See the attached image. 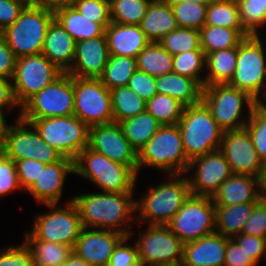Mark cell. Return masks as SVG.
Instances as JSON below:
<instances>
[{"label": "cell", "mask_w": 266, "mask_h": 266, "mask_svg": "<svg viewBox=\"0 0 266 266\" xmlns=\"http://www.w3.org/2000/svg\"><path fill=\"white\" fill-rule=\"evenodd\" d=\"M134 193H89L72 198L76 205L83 228L114 230L125 236L129 231L131 220L136 221L133 212L137 213ZM133 218V219H132ZM131 219V220H130ZM129 225V226H128Z\"/></svg>", "instance_id": "cell-1"}, {"label": "cell", "mask_w": 266, "mask_h": 266, "mask_svg": "<svg viewBox=\"0 0 266 266\" xmlns=\"http://www.w3.org/2000/svg\"><path fill=\"white\" fill-rule=\"evenodd\" d=\"M54 19L53 6L28 3L18 19L0 33L16 58L41 54L48 27Z\"/></svg>", "instance_id": "cell-2"}, {"label": "cell", "mask_w": 266, "mask_h": 266, "mask_svg": "<svg viewBox=\"0 0 266 266\" xmlns=\"http://www.w3.org/2000/svg\"><path fill=\"white\" fill-rule=\"evenodd\" d=\"M169 176V180L156 187H150L148 193L139 201L136 200V210L139 211L138 217H135L136 222L166 225L181 209L191 194L187 177L185 174Z\"/></svg>", "instance_id": "cell-3"}, {"label": "cell", "mask_w": 266, "mask_h": 266, "mask_svg": "<svg viewBox=\"0 0 266 266\" xmlns=\"http://www.w3.org/2000/svg\"><path fill=\"white\" fill-rule=\"evenodd\" d=\"M178 126L189 160L219 150L224 130L217 124L203 101L185 106Z\"/></svg>", "instance_id": "cell-4"}, {"label": "cell", "mask_w": 266, "mask_h": 266, "mask_svg": "<svg viewBox=\"0 0 266 266\" xmlns=\"http://www.w3.org/2000/svg\"><path fill=\"white\" fill-rule=\"evenodd\" d=\"M74 174L89 179L103 192L133 193L137 175L121 163L84 148L74 160Z\"/></svg>", "instance_id": "cell-5"}, {"label": "cell", "mask_w": 266, "mask_h": 266, "mask_svg": "<svg viewBox=\"0 0 266 266\" xmlns=\"http://www.w3.org/2000/svg\"><path fill=\"white\" fill-rule=\"evenodd\" d=\"M190 160L185 154L178 124L161 125L138 153L139 171L143 166L169 174H185Z\"/></svg>", "instance_id": "cell-6"}, {"label": "cell", "mask_w": 266, "mask_h": 266, "mask_svg": "<svg viewBox=\"0 0 266 266\" xmlns=\"http://www.w3.org/2000/svg\"><path fill=\"white\" fill-rule=\"evenodd\" d=\"M63 157L75 160L88 147L89 127L74 115L43 119H22Z\"/></svg>", "instance_id": "cell-7"}, {"label": "cell", "mask_w": 266, "mask_h": 266, "mask_svg": "<svg viewBox=\"0 0 266 266\" xmlns=\"http://www.w3.org/2000/svg\"><path fill=\"white\" fill-rule=\"evenodd\" d=\"M45 205L51 210L36 216L33 228L30 233H26L25 240H43L74 248L83 225L72 198L65 208L57 206V203Z\"/></svg>", "instance_id": "cell-8"}, {"label": "cell", "mask_w": 266, "mask_h": 266, "mask_svg": "<svg viewBox=\"0 0 266 266\" xmlns=\"http://www.w3.org/2000/svg\"><path fill=\"white\" fill-rule=\"evenodd\" d=\"M262 44L259 35H250L239 44L237 67L228 83L247 92L257 103L266 94V56Z\"/></svg>", "instance_id": "cell-9"}, {"label": "cell", "mask_w": 266, "mask_h": 266, "mask_svg": "<svg viewBox=\"0 0 266 266\" xmlns=\"http://www.w3.org/2000/svg\"><path fill=\"white\" fill-rule=\"evenodd\" d=\"M202 101L210 109L213 118L224 131L244 128L248 119L239 120L242 116L243 104L246 103L247 105L248 115L258 104L247 92L228 84L204 86Z\"/></svg>", "instance_id": "cell-10"}, {"label": "cell", "mask_w": 266, "mask_h": 266, "mask_svg": "<svg viewBox=\"0 0 266 266\" xmlns=\"http://www.w3.org/2000/svg\"><path fill=\"white\" fill-rule=\"evenodd\" d=\"M21 119L74 115V77L63 73L32 96L21 108Z\"/></svg>", "instance_id": "cell-11"}, {"label": "cell", "mask_w": 266, "mask_h": 266, "mask_svg": "<svg viewBox=\"0 0 266 266\" xmlns=\"http://www.w3.org/2000/svg\"><path fill=\"white\" fill-rule=\"evenodd\" d=\"M166 225L184 244L216 232L212 198L190 194Z\"/></svg>", "instance_id": "cell-12"}, {"label": "cell", "mask_w": 266, "mask_h": 266, "mask_svg": "<svg viewBox=\"0 0 266 266\" xmlns=\"http://www.w3.org/2000/svg\"><path fill=\"white\" fill-rule=\"evenodd\" d=\"M63 73L42 53L17 58L11 80L19 108Z\"/></svg>", "instance_id": "cell-13"}, {"label": "cell", "mask_w": 266, "mask_h": 266, "mask_svg": "<svg viewBox=\"0 0 266 266\" xmlns=\"http://www.w3.org/2000/svg\"><path fill=\"white\" fill-rule=\"evenodd\" d=\"M74 116L88 127L114 122L110 90L99 78L74 77Z\"/></svg>", "instance_id": "cell-14"}, {"label": "cell", "mask_w": 266, "mask_h": 266, "mask_svg": "<svg viewBox=\"0 0 266 266\" xmlns=\"http://www.w3.org/2000/svg\"><path fill=\"white\" fill-rule=\"evenodd\" d=\"M16 124V125H15ZM11 125L1 151L11 160L34 159L46 164L59 161L63 156L46 143L28 122L20 118Z\"/></svg>", "instance_id": "cell-15"}, {"label": "cell", "mask_w": 266, "mask_h": 266, "mask_svg": "<svg viewBox=\"0 0 266 266\" xmlns=\"http://www.w3.org/2000/svg\"><path fill=\"white\" fill-rule=\"evenodd\" d=\"M138 238L139 260L146 266L182 263L184 243L167 225H148Z\"/></svg>", "instance_id": "cell-16"}, {"label": "cell", "mask_w": 266, "mask_h": 266, "mask_svg": "<svg viewBox=\"0 0 266 266\" xmlns=\"http://www.w3.org/2000/svg\"><path fill=\"white\" fill-rule=\"evenodd\" d=\"M88 147L139 174L138 153L132 148L119 123L89 127Z\"/></svg>", "instance_id": "cell-17"}, {"label": "cell", "mask_w": 266, "mask_h": 266, "mask_svg": "<svg viewBox=\"0 0 266 266\" xmlns=\"http://www.w3.org/2000/svg\"><path fill=\"white\" fill-rule=\"evenodd\" d=\"M189 170L195 171L194 177L187 178L190 192L201 196L212 197L221 184L232 175L229 163L220 150L192 158L186 174Z\"/></svg>", "instance_id": "cell-18"}, {"label": "cell", "mask_w": 266, "mask_h": 266, "mask_svg": "<svg viewBox=\"0 0 266 266\" xmlns=\"http://www.w3.org/2000/svg\"><path fill=\"white\" fill-rule=\"evenodd\" d=\"M219 150L229 163L232 174L260 177L264 166L245 127L224 131Z\"/></svg>", "instance_id": "cell-19"}, {"label": "cell", "mask_w": 266, "mask_h": 266, "mask_svg": "<svg viewBox=\"0 0 266 266\" xmlns=\"http://www.w3.org/2000/svg\"><path fill=\"white\" fill-rule=\"evenodd\" d=\"M124 237L114 230L83 228L73 252L91 266H108L115 247Z\"/></svg>", "instance_id": "cell-20"}, {"label": "cell", "mask_w": 266, "mask_h": 266, "mask_svg": "<svg viewBox=\"0 0 266 266\" xmlns=\"http://www.w3.org/2000/svg\"><path fill=\"white\" fill-rule=\"evenodd\" d=\"M108 58L106 36L76 42L73 65L68 73L73 77L99 78Z\"/></svg>", "instance_id": "cell-21"}, {"label": "cell", "mask_w": 266, "mask_h": 266, "mask_svg": "<svg viewBox=\"0 0 266 266\" xmlns=\"http://www.w3.org/2000/svg\"><path fill=\"white\" fill-rule=\"evenodd\" d=\"M68 173L74 174V161L62 157L57 162L47 164L27 191L40 204H58Z\"/></svg>", "instance_id": "cell-22"}, {"label": "cell", "mask_w": 266, "mask_h": 266, "mask_svg": "<svg viewBox=\"0 0 266 266\" xmlns=\"http://www.w3.org/2000/svg\"><path fill=\"white\" fill-rule=\"evenodd\" d=\"M227 237L214 232L183 245L182 266H224Z\"/></svg>", "instance_id": "cell-23"}, {"label": "cell", "mask_w": 266, "mask_h": 266, "mask_svg": "<svg viewBox=\"0 0 266 266\" xmlns=\"http://www.w3.org/2000/svg\"><path fill=\"white\" fill-rule=\"evenodd\" d=\"M215 206H232L259 202V178L248 174H232L211 197Z\"/></svg>", "instance_id": "cell-24"}, {"label": "cell", "mask_w": 266, "mask_h": 266, "mask_svg": "<svg viewBox=\"0 0 266 266\" xmlns=\"http://www.w3.org/2000/svg\"><path fill=\"white\" fill-rule=\"evenodd\" d=\"M76 41L54 19L48 27L42 54L64 73H68L73 65Z\"/></svg>", "instance_id": "cell-25"}, {"label": "cell", "mask_w": 266, "mask_h": 266, "mask_svg": "<svg viewBox=\"0 0 266 266\" xmlns=\"http://www.w3.org/2000/svg\"><path fill=\"white\" fill-rule=\"evenodd\" d=\"M109 55H137L150 43L139 25L111 22L105 29Z\"/></svg>", "instance_id": "cell-26"}, {"label": "cell", "mask_w": 266, "mask_h": 266, "mask_svg": "<svg viewBox=\"0 0 266 266\" xmlns=\"http://www.w3.org/2000/svg\"><path fill=\"white\" fill-rule=\"evenodd\" d=\"M55 19L76 42L105 35V28L83 15L70 3L53 6Z\"/></svg>", "instance_id": "cell-27"}, {"label": "cell", "mask_w": 266, "mask_h": 266, "mask_svg": "<svg viewBox=\"0 0 266 266\" xmlns=\"http://www.w3.org/2000/svg\"><path fill=\"white\" fill-rule=\"evenodd\" d=\"M157 93L179 100L185 106L196 105L202 101L203 87L194 79L174 72L155 77Z\"/></svg>", "instance_id": "cell-28"}, {"label": "cell", "mask_w": 266, "mask_h": 266, "mask_svg": "<svg viewBox=\"0 0 266 266\" xmlns=\"http://www.w3.org/2000/svg\"><path fill=\"white\" fill-rule=\"evenodd\" d=\"M139 26L150 42H159L178 27L172 6L158 0L151 1Z\"/></svg>", "instance_id": "cell-29"}, {"label": "cell", "mask_w": 266, "mask_h": 266, "mask_svg": "<svg viewBox=\"0 0 266 266\" xmlns=\"http://www.w3.org/2000/svg\"><path fill=\"white\" fill-rule=\"evenodd\" d=\"M238 47L217 50L206 55L205 86L228 84L234 76L237 67Z\"/></svg>", "instance_id": "cell-30"}, {"label": "cell", "mask_w": 266, "mask_h": 266, "mask_svg": "<svg viewBox=\"0 0 266 266\" xmlns=\"http://www.w3.org/2000/svg\"><path fill=\"white\" fill-rule=\"evenodd\" d=\"M257 203L249 202L232 206H215L216 232L227 238H233L241 234L244 223L250 218Z\"/></svg>", "instance_id": "cell-31"}, {"label": "cell", "mask_w": 266, "mask_h": 266, "mask_svg": "<svg viewBox=\"0 0 266 266\" xmlns=\"http://www.w3.org/2000/svg\"><path fill=\"white\" fill-rule=\"evenodd\" d=\"M200 44L205 56L211 52L238 47L250 34L245 29H230L204 25L200 30Z\"/></svg>", "instance_id": "cell-32"}, {"label": "cell", "mask_w": 266, "mask_h": 266, "mask_svg": "<svg viewBox=\"0 0 266 266\" xmlns=\"http://www.w3.org/2000/svg\"><path fill=\"white\" fill-rule=\"evenodd\" d=\"M119 124L124 136L137 153L161 127V124L147 110Z\"/></svg>", "instance_id": "cell-33"}, {"label": "cell", "mask_w": 266, "mask_h": 266, "mask_svg": "<svg viewBox=\"0 0 266 266\" xmlns=\"http://www.w3.org/2000/svg\"><path fill=\"white\" fill-rule=\"evenodd\" d=\"M137 70L153 77L173 72V56L159 42H150L136 57Z\"/></svg>", "instance_id": "cell-34"}, {"label": "cell", "mask_w": 266, "mask_h": 266, "mask_svg": "<svg viewBox=\"0 0 266 266\" xmlns=\"http://www.w3.org/2000/svg\"><path fill=\"white\" fill-rule=\"evenodd\" d=\"M114 122L135 117L146 110V101L127 86L110 90Z\"/></svg>", "instance_id": "cell-35"}, {"label": "cell", "mask_w": 266, "mask_h": 266, "mask_svg": "<svg viewBox=\"0 0 266 266\" xmlns=\"http://www.w3.org/2000/svg\"><path fill=\"white\" fill-rule=\"evenodd\" d=\"M136 70V58L109 55L108 62L99 80L109 90L120 86H127Z\"/></svg>", "instance_id": "cell-36"}, {"label": "cell", "mask_w": 266, "mask_h": 266, "mask_svg": "<svg viewBox=\"0 0 266 266\" xmlns=\"http://www.w3.org/2000/svg\"><path fill=\"white\" fill-rule=\"evenodd\" d=\"M34 264L62 265L73 253V247L43 240H24Z\"/></svg>", "instance_id": "cell-37"}, {"label": "cell", "mask_w": 266, "mask_h": 266, "mask_svg": "<svg viewBox=\"0 0 266 266\" xmlns=\"http://www.w3.org/2000/svg\"><path fill=\"white\" fill-rule=\"evenodd\" d=\"M185 105L171 96L157 93L146 102V110L161 124H178Z\"/></svg>", "instance_id": "cell-38"}, {"label": "cell", "mask_w": 266, "mask_h": 266, "mask_svg": "<svg viewBox=\"0 0 266 266\" xmlns=\"http://www.w3.org/2000/svg\"><path fill=\"white\" fill-rule=\"evenodd\" d=\"M205 25L230 29H244L236 1H210Z\"/></svg>", "instance_id": "cell-39"}, {"label": "cell", "mask_w": 266, "mask_h": 266, "mask_svg": "<svg viewBox=\"0 0 266 266\" xmlns=\"http://www.w3.org/2000/svg\"><path fill=\"white\" fill-rule=\"evenodd\" d=\"M152 0H110L111 21L139 25Z\"/></svg>", "instance_id": "cell-40"}, {"label": "cell", "mask_w": 266, "mask_h": 266, "mask_svg": "<svg viewBox=\"0 0 266 266\" xmlns=\"http://www.w3.org/2000/svg\"><path fill=\"white\" fill-rule=\"evenodd\" d=\"M159 44L172 56L186 51L202 50L199 30L177 27L164 36Z\"/></svg>", "instance_id": "cell-41"}, {"label": "cell", "mask_w": 266, "mask_h": 266, "mask_svg": "<svg viewBox=\"0 0 266 266\" xmlns=\"http://www.w3.org/2000/svg\"><path fill=\"white\" fill-rule=\"evenodd\" d=\"M206 56L203 50L186 51L173 56V72L196 80L202 87L205 79L200 78V72L205 68Z\"/></svg>", "instance_id": "cell-42"}, {"label": "cell", "mask_w": 266, "mask_h": 266, "mask_svg": "<svg viewBox=\"0 0 266 266\" xmlns=\"http://www.w3.org/2000/svg\"><path fill=\"white\" fill-rule=\"evenodd\" d=\"M240 21L250 35L266 24V0H236ZM258 28V29H257Z\"/></svg>", "instance_id": "cell-43"}, {"label": "cell", "mask_w": 266, "mask_h": 266, "mask_svg": "<svg viewBox=\"0 0 266 266\" xmlns=\"http://www.w3.org/2000/svg\"><path fill=\"white\" fill-rule=\"evenodd\" d=\"M208 4L183 2L172 6L178 27L200 30L206 21Z\"/></svg>", "instance_id": "cell-44"}, {"label": "cell", "mask_w": 266, "mask_h": 266, "mask_svg": "<svg viewBox=\"0 0 266 266\" xmlns=\"http://www.w3.org/2000/svg\"><path fill=\"white\" fill-rule=\"evenodd\" d=\"M248 122L245 128L250 134L252 143L261 159L266 165V111L257 104L247 116Z\"/></svg>", "instance_id": "cell-45"}, {"label": "cell", "mask_w": 266, "mask_h": 266, "mask_svg": "<svg viewBox=\"0 0 266 266\" xmlns=\"http://www.w3.org/2000/svg\"><path fill=\"white\" fill-rule=\"evenodd\" d=\"M70 3L83 15V17L101 24L105 29L112 22L110 17V2L71 0Z\"/></svg>", "instance_id": "cell-46"}, {"label": "cell", "mask_w": 266, "mask_h": 266, "mask_svg": "<svg viewBox=\"0 0 266 266\" xmlns=\"http://www.w3.org/2000/svg\"><path fill=\"white\" fill-rule=\"evenodd\" d=\"M46 165V163L34 159L15 161L17 179L20 188H24L25 191H27L39 177L41 170H43Z\"/></svg>", "instance_id": "cell-47"}, {"label": "cell", "mask_w": 266, "mask_h": 266, "mask_svg": "<svg viewBox=\"0 0 266 266\" xmlns=\"http://www.w3.org/2000/svg\"><path fill=\"white\" fill-rule=\"evenodd\" d=\"M33 256L28 246H9L0 251V266H33Z\"/></svg>", "instance_id": "cell-48"}, {"label": "cell", "mask_w": 266, "mask_h": 266, "mask_svg": "<svg viewBox=\"0 0 266 266\" xmlns=\"http://www.w3.org/2000/svg\"><path fill=\"white\" fill-rule=\"evenodd\" d=\"M21 189L17 179L15 162L0 150V196Z\"/></svg>", "instance_id": "cell-49"}, {"label": "cell", "mask_w": 266, "mask_h": 266, "mask_svg": "<svg viewBox=\"0 0 266 266\" xmlns=\"http://www.w3.org/2000/svg\"><path fill=\"white\" fill-rule=\"evenodd\" d=\"M241 234L266 238V200L261 199L253 208L250 218L244 223Z\"/></svg>", "instance_id": "cell-50"}, {"label": "cell", "mask_w": 266, "mask_h": 266, "mask_svg": "<svg viewBox=\"0 0 266 266\" xmlns=\"http://www.w3.org/2000/svg\"><path fill=\"white\" fill-rule=\"evenodd\" d=\"M128 87L135 91L146 102L157 94L155 77L136 70L129 80Z\"/></svg>", "instance_id": "cell-51"}, {"label": "cell", "mask_w": 266, "mask_h": 266, "mask_svg": "<svg viewBox=\"0 0 266 266\" xmlns=\"http://www.w3.org/2000/svg\"><path fill=\"white\" fill-rule=\"evenodd\" d=\"M233 239L256 264L259 263L262 256L264 259L266 258V238L239 234L234 236Z\"/></svg>", "instance_id": "cell-52"}, {"label": "cell", "mask_w": 266, "mask_h": 266, "mask_svg": "<svg viewBox=\"0 0 266 266\" xmlns=\"http://www.w3.org/2000/svg\"><path fill=\"white\" fill-rule=\"evenodd\" d=\"M130 236L124 237L115 247L108 266H130L139 261L138 249L135 246L125 245Z\"/></svg>", "instance_id": "cell-53"}, {"label": "cell", "mask_w": 266, "mask_h": 266, "mask_svg": "<svg viewBox=\"0 0 266 266\" xmlns=\"http://www.w3.org/2000/svg\"><path fill=\"white\" fill-rule=\"evenodd\" d=\"M27 4L26 0H0V32L18 19Z\"/></svg>", "instance_id": "cell-54"}, {"label": "cell", "mask_w": 266, "mask_h": 266, "mask_svg": "<svg viewBox=\"0 0 266 266\" xmlns=\"http://www.w3.org/2000/svg\"><path fill=\"white\" fill-rule=\"evenodd\" d=\"M257 264L247 255L233 238H227V249L224 266H256Z\"/></svg>", "instance_id": "cell-55"}, {"label": "cell", "mask_w": 266, "mask_h": 266, "mask_svg": "<svg viewBox=\"0 0 266 266\" xmlns=\"http://www.w3.org/2000/svg\"><path fill=\"white\" fill-rule=\"evenodd\" d=\"M16 57L0 33V77L12 79L15 70Z\"/></svg>", "instance_id": "cell-56"}, {"label": "cell", "mask_w": 266, "mask_h": 266, "mask_svg": "<svg viewBox=\"0 0 266 266\" xmlns=\"http://www.w3.org/2000/svg\"><path fill=\"white\" fill-rule=\"evenodd\" d=\"M11 81V79L0 77V109L8 107L12 110L16 106L19 107L14 97Z\"/></svg>", "instance_id": "cell-57"}, {"label": "cell", "mask_w": 266, "mask_h": 266, "mask_svg": "<svg viewBox=\"0 0 266 266\" xmlns=\"http://www.w3.org/2000/svg\"><path fill=\"white\" fill-rule=\"evenodd\" d=\"M5 119L4 109H0V150L5 144L6 136L8 134L9 127Z\"/></svg>", "instance_id": "cell-58"}, {"label": "cell", "mask_w": 266, "mask_h": 266, "mask_svg": "<svg viewBox=\"0 0 266 266\" xmlns=\"http://www.w3.org/2000/svg\"><path fill=\"white\" fill-rule=\"evenodd\" d=\"M61 266H91L77 256L74 252Z\"/></svg>", "instance_id": "cell-59"}, {"label": "cell", "mask_w": 266, "mask_h": 266, "mask_svg": "<svg viewBox=\"0 0 266 266\" xmlns=\"http://www.w3.org/2000/svg\"><path fill=\"white\" fill-rule=\"evenodd\" d=\"M260 195L262 199H266V165L263 167L259 177Z\"/></svg>", "instance_id": "cell-60"}, {"label": "cell", "mask_w": 266, "mask_h": 266, "mask_svg": "<svg viewBox=\"0 0 266 266\" xmlns=\"http://www.w3.org/2000/svg\"><path fill=\"white\" fill-rule=\"evenodd\" d=\"M167 5L173 6L175 4L183 3V2H194L198 4H209L210 0H158Z\"/></svg>", "instance_id": "cell-61"}, {"label": "cell", "mask_w": 266, "mask_h": 266, "mask_svg": "<svg viewBox=\"0 0 266 266\" xmlns=\"http://www.w3.org/2000/svg\"><path fill=\"white\" fill-rule=\"evenodd\" d=\"M29 3L55 6V5L61 4V0H29Z\"/></svg>", "instance_id": "cell-62"}, {"label": "cell", "mask_w": 266, "mask_h": 266, "mask_svg": "<svg viewBox=\"0 0 266 266\" xmlns=\"http://www.w3.org/2000/svg\"><path fill=\"white\" fill-rule=\"evenodd\" d=\"M263 98L265 99L266 98V94L264 95V97H262L261 101L258 103L264 110H266V104L265 102H263Z\"/></svg>", "instance_id": "cell-63"}, {"label": "cell", "mask_w": 266, "mask_h": 266, "mask_svg": "<svg viewBox=\"0 0 266 266\" xmlns=\"http://www.w3.org/2000/svg\"><path fill=\"white\" fill-rule=\"evenodd\" d=\"M149 266H182L181 264H157V265H149Z\"/></svg>", "instance_id": "cell-64"}, {"label": "cell", "mask_w": 266, "mask_h": 266, "mask_svg": "<svg viewBox=\"0 0 266 266\" xmlns=\"http://www.w3.org/2000/svg\"><path fill=\"white\" fill-rule=\"evenodd\" d=\"M130 266H146L141 260H139L138 262L134 263L133 265Z\"/></svg>", "instance_id": "cell-65"}, {"label": "cell", "mask_w": 266, "mask_h": 266, "mask_svg": "<svg viewBox=\"0 0 266 266\" xmlns=\"http://www.w3.org/2000/svg\"><path fill=\"white\" fill-rule=\"evenodd\" d=\"M33 266H61V265H49V264H33Z\"/></svg>", "instance_id": "cell-66"}, {"label": "cell", "mask_w": 266, "mask_h": 266, "mask_svg": "<svg viewBox=\"0 0 266 266\" xmlns=\"http://www.w3.org/2000/svg\"><path fill=\"white\" fill-rule=\"evenodd\" d=\"M92 1H96V2H110V0H92Z\"/></svg>", "instance_id": "cell-67"}, {"label": "cell", "mask_w": 266, "mask_h": 266, "mask_svg": "<svg viewBox=\"0 0 266 266\" xmlns=\"http://www.w3.org/2000/svg\"><path fill=\"white\" fill-rule=\"evenodd\" d=\"M210 1H236V0H210Z\"/></svg>", "instance_id": "cell-68"}, {"label": "cell", "mask_w": 266, "mask_h": 266, "mask_svg": "<svg viewBox=\"0 0 266 266\" xmlns=\"http://www.w3.org/2000/svg\"><path fill=\"white\" fill-rule=\"evenodd\" d=\"M71 0H61V4L62 3H66V2H70Z\"/></svg>", "instance_id": "cell-69"}]
</instances>
